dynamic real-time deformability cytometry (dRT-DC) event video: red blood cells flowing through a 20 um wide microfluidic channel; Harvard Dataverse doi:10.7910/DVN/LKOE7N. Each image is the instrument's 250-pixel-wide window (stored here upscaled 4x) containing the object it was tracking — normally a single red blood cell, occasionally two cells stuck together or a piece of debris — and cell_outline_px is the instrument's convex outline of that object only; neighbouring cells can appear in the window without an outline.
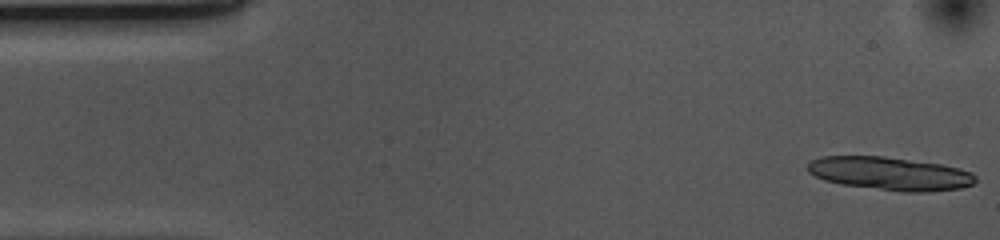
{"species": "common noctule bat (a hibernating species)", "species_latin": "Nyctalus noctula", "temperature_condition": "cold", "stored_images_in_passage": 12, "camera_frame_rate_fps": 3000, "um_per_image_px": 0.085, "animal": {"sex": "female", "body_mass_g": 10.0, "forearm_length_mm": 53.1}, "frame": {"image": 1, "passage_image": 1, "time_ms": 0.0, "image_size_px": [1000, 240], "cell_outline_px": [[976, 180], [972, 184], [960, 188], [928, 192], [904, 192], [840, 184], [824, 180], [808, 172], [808, 164], [812, 160], [820, 156], [884, 156], [940, 164], [960, 168], [972, 172], [976, 176]], "centroid_in_image_um": [75.66, 14.75], "position_along_channel_um": 9.3, "area_um2": 32.48}}